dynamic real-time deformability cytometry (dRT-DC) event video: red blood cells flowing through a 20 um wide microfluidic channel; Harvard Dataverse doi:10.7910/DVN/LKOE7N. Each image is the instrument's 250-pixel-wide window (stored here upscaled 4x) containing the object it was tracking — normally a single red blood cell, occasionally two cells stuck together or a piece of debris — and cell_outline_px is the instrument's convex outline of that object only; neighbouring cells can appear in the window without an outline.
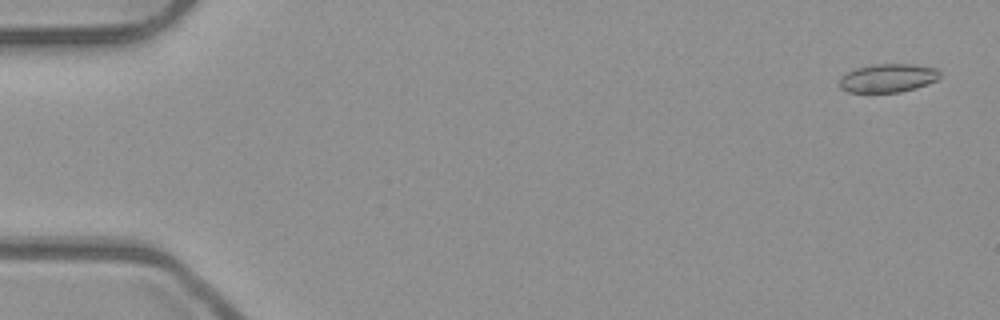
{"species": "common noctule bat (a hibernating species)", "species_latin": "Nyctalus noctula", "temperature_condition": "room temperature", "stored_images_in_passage": 53, "camera_frame_rate_fps": 3000, "um_per_image_px": 0.085, "animal": {"sex": "male", "body_mass_g": 23.1, "forearm_length_mm": 52.7}, "frame": {"image": 1, "passage_image": 2, "time_ms": 0.333, "image_size_px": [1000, 320], "cell_outline_px": [[940, 76], [936, 80], [916, 88], [900, 92], [848, 92], [840, 88], [840, 76], [856, 68], [872, 64], [916, 64], [936, 68], [940, 72]], "centroid_in_image_um": [75.47, 6.63], "position_along_channel_um": 9.5, "area_um2": 16.7}}
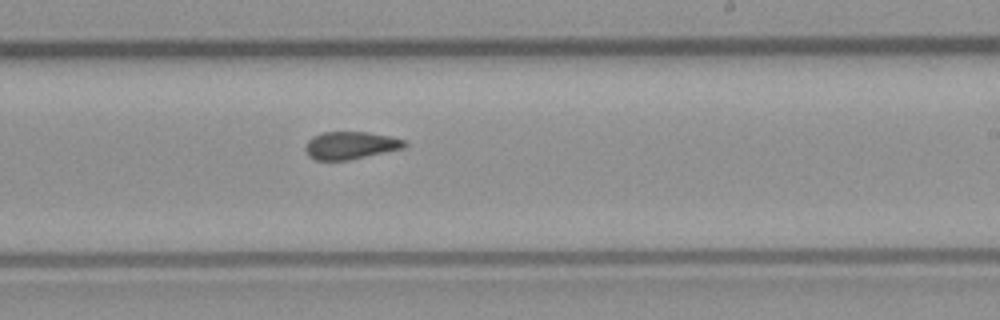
{"frame": {"image": 2, "passage_image": 32, "time_ms": 10.333, "image_size_px": [1000, 320], "cell_outline_px": [[408, 144], [404, 148], [348, 160], [316, 160], [308, 156], [304, 148], [308, 140], [312, 136], [324, 132], [368, 132], [388, 136], [404, 140]], "centroid_in_image_um": [29.77, 12.36], "position_along_channel_um": 259.2, "area_um2": 15.9}}
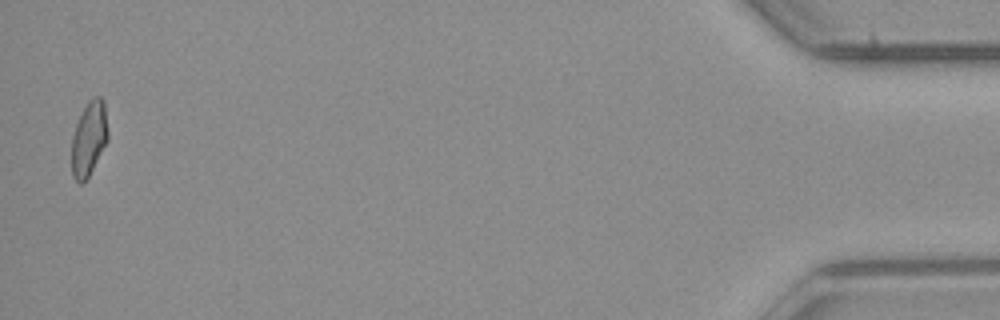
{"frame": {"image": 3, "passage_image": 52, "time_ms": 17.0, "image_size_px": [1000, 320], "cell_outline_px": [[108, 140], [88, 176], [80, 184], [72, 176], [72, 136], [76, 124], [88, 100], [92, 96], [100, 96], [104, 100], [108, 132]], "centroid_in_image_um": [7.57, 11.74], "position_along_channel_um": 427.6, "area_um2": 15.61}, "authors_computed_cell_mechanics": {"area_um2": 16.4152, "velocity_mm_per_s": 3.96, "shape_relaxation_time_tau1_ms": null, "shape_relaxation_time_tau2_ms": 2.0205, "deformation_change_tau1": null, "deformation_change_tau2": 0.0944}}